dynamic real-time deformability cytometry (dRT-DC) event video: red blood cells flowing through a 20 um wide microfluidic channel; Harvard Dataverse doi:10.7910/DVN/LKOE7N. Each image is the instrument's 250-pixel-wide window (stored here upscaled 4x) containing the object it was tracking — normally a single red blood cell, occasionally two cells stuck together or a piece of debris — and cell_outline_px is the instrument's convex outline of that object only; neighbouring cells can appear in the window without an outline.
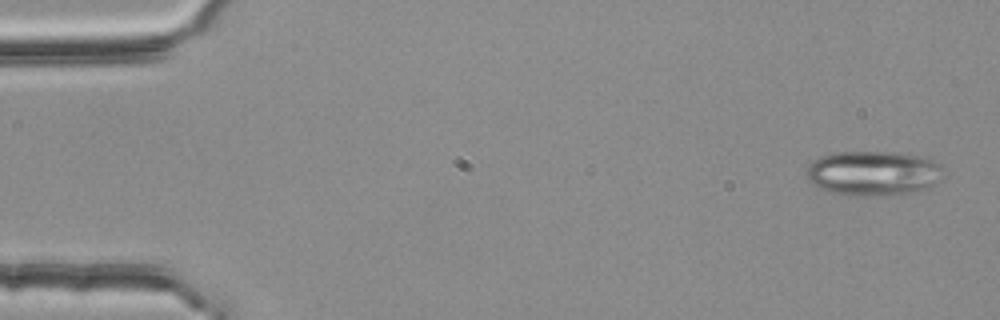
{"species": "common noctule bat (a hibernating species)", "species_latin": "Nyctalus noctula", "temperature_condition": "room temperature", "stored_images_in_passage": 4, "camera_frame_rate_fps": 3000, "um_per_image_px": 0.085, "animal": {"sex": "female", "body_mass_g": 25.1}, "frame": {"image": 1, "passage_image": 1, "time_ms": 0.0, "image_size_px": [1000, 320], "cell_outline_px": [[940, 180], [936, 184], [924, 188], [904, 192], [848, 196], [824, 192], [812, 184], [804, 176], [808, 164], [812, 160], [820, 156], [836, 152], [908, 152], [924, 156], [940, 164]], "centroid_in_image_um": [74.12, 14.69], "position_along_channel_um": 10.9, "area_um2": 35.78}}